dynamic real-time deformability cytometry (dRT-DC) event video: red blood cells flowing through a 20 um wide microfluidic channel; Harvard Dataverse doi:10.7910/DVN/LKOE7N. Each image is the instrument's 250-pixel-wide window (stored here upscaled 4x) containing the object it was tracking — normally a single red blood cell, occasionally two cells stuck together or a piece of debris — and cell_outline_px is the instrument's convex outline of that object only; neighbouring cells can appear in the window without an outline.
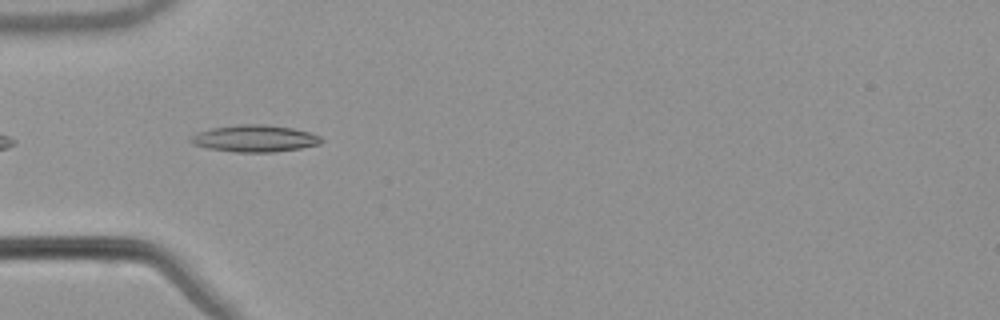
{"species": "common noctule bat (a hibernating species)", "species_latin": "Nyctalus noctula", "temperature_condition": "warm", "stored_images_in_passage": 6, "camera_frame_rate_fps": 3000, "um_per_image_px": 0.085, "animal": {"sex": "male", "body_mass_g": 21.5, "forearm_length_mm": 52.0}, "frame": {"image": 1, "passage_image": 3, "time_ms": 0.667, "image_size_px": [1000, 320], "cell_outline_px": [[324, 140], [320, 144], [300, 148], [272, 152], [236, 152], [208, 148], [192, 144], [188, 140], [196, 132], [212, 128], [240, 124], [264, 124], [292, 128], [308, 132], [320, 136]], "centroid_in_image_um": [21.63, 11.77], "position_along_channel_um": 63.4, "area_um2": 20.4}}
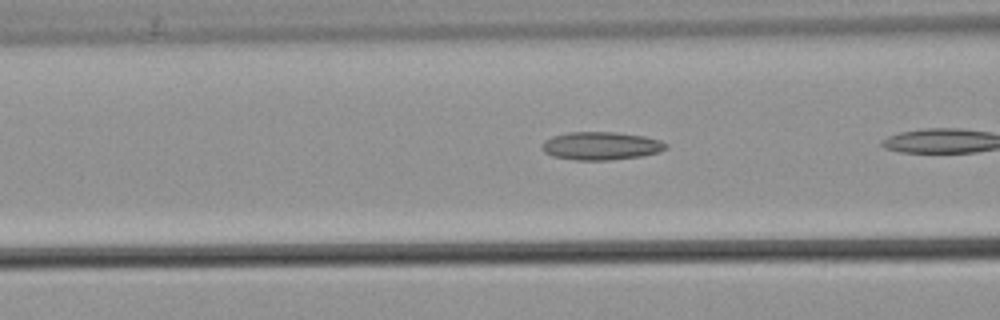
{"frame": {"image": 2, "passage_image": 5, "time_ms": 1.333, "image_size_px": [1000, 320], "cell_outline_px": [[668, 148], [656, 152], [640, 156], [608, 160], [576, 160], [552, 156], [544, 152], [540, 148], [544, 140], [552, 136], [568, 132], [616, 132], [644, 136], [660, 140], [668, 144]], "centroid_in_image_um": [51.05, 12.39], "position_along_channel_um": 115.6, "area_um2": 20.29}}